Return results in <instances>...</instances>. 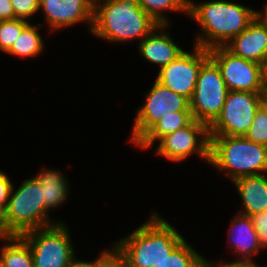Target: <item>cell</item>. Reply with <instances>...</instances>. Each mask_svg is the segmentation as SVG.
<instances>
[{"mask_svg":"<svg viewBox=\"0 0 267 267\" xmlns=\"http://www.w3.org/2000/svg\"><path fill=\"white\" fill-rule=\"evenodd\" d=\"M23 19L0 21V52L4 55L11 47L17 36L29 24Z\"/></svg>","mask_w":267,"mask_h":267,"instance_id":"cell-24","label":"cell"},{"mask_svg":"<svg viewBox=\"0 0 267 267\" xmlns=\"http://www.w3.org/2000/svg\"><path fill=\"white\" fill-rule=\"evenodd\" d=\"M17 185L14 183L4 211L6 237L66 222V219L51 217L53 212L45 206L43 187L33 175Z\"/></svg>","mask_w":267,"mask_h":267,"instance_id":"cell-5","label":"cell"},{"mask_svg":"<svg viewBox=\"0 0 267 267\" xmlns=\"http://www.w3.org/2000/svg\"><path fill=\"white\" fill-rule=\"evenodd\" d=\"M153 147L155 157L176 165L196 156L201 163L209 164V127L193 119L187 126L162 137Z\"/></svg>","mask_w":267,"mask_h":267,"instance_id":"cell-8","label":"cell"},{"mask_svg":"<svg viewBox=\"0 0 267 267\" xmlns=\"http://www.w3.org/2000/svg\"><path fill=\"white\" fill-rule=\"evenodd\" d=\"M209 166L229 182L267 173V146L245 136H209Z\"/></svg>","mask_w":267,"mask_h":267,"instance_id":"cell-4","label":"cell"},{"mask_svg":"<svg viewBox=\"0 0 267 267\" xmlns=\"http://www.w3.org/2000/svg\"><path fill=\"white\" fill-rule=\"evenodd\" d=\"M69 267H94V258L92 260L80 259L79 255L70 263Z\"/></svg>","mask_w":267,"mask_h":267,"instance_id":"cell-32","label":"cell"},{"mask_svg":"<svg viewBox=\"0 0 267 267\" xmlns=\"http://www.w3.org/2000/svg\"><path fill=\"white\" fill-rule=\"evenodd\" d=\"M175 60L162 67L155 79L173 92L191 99L202 64L209 58V51L191 43Z\"/></svg>","mask_w":267,"mask_h":267,"instance_id":"cell-13","label":"cell"},{"mask_svg":"<svg viewBox=\"0 0 267 267\" xmlns=\"http://www.w3.org/2000/svg\"><path fill=\"white\" fill-rule=\"evenodd\" d=\"M263 248L267 251V210L251 216Z\"/></svg>","mask_w":267,"mask_h":267,"instance_id":"cell-29","label":"cell"},{"mask_svg":"<svg viewBox=\"0 0 267 267\" xmlns=\"http://www.w3.org/2000/svg\"><path fill=\"white\" fill-rule=\"evenodd\" d=\"M186 18L198 26L193 32V44L209 50L225 46L245 30L256 18V9L237 0H193Z\"/></svg>","mask_w":267,"mask_h":267,"instance_id":"cell-1","label":"cell"},{"mask_svg":"<svg viewBox=\"0 0 267 267\" xmlns=\"http://www.w3.org/2000/svg\"><path fill=\"white\" fill-rule=\"evenodd\" d=\"M15 19V13L10 0H0V21Z\"/></svg>","mask_w":267,"mask_h":267,"instance_id":"cell-31","label":"cell"},{"mask_svg":"<svg viewBox=\"0 0 267 267\" xmlns=\"http://www.w3.org/2000/svg\"><path fill=\"white\" fill-rule=\"evenodd\" d=\"M70 230L67 222H60L21 235L30 246L33 266L69 267L78 255Z\"/></svg>","mask_w":267,"mask_h":267,"instance_id":"cell-6","label":"cell"},{"mask_svg":"<svg viewBox=\"0 0 267 267\" xmlns=\"http://www.w3.org/2000/svg\"><path fill=\"white\" fill-rule=\"evenodd\" d=\"M228 92L219 67L209 57L201 66L189 100L193 119L209 127L220 115Z\"/></svg>","mask_w":267,"mask_h":267,"instance_id":"cell-9","label":"cell"},{"mask_svg":"<svg viewBox=\"0 0 267 267\" xmlns=\"http://www.w3.org/2000/svg\"><path fill=\"white\" fill-rule=\"evenodd\" d=\"M256 18L267 27V0L263 2L261 9H256Z\"/></svg>","mask_w":267,"mask_h":267,"instance_id":"cell-33","label":"cell"},{"mask_svg":"<svg viewBox=\"0 0 267 267\" xmlns=\"http://www.w3.org/2000/svg\"><path fill=\"white\" fill-rule=\"evenodd\" d=\"M138 2L139 7L159 25L171 26L174 22L171 13L188 16V4L184 0H138Z\"/></svg>","mask_w":267,"mask_h":267,"instance_id":"cell-23","label":"cell"},{"mask_svg":"<svg viewBox=\"0 0 267 267\" xmlns=\"http://www.w3.org/2000/svg\"><path fill=\"white\" fill-rule=\"evenodd\" d=\"M10 2L15 13V19L33 22V17L39 18V0H10Z\"/></svg>","mask_w":267,"mask_h":267,"instance_id":"cell-27","label":"cell"},{"mask_svg":"<svg viewBox=\"0 0 267 267\" xmlns=\"http://www.w3.org/2000/svg\"><path fill=\"white\" fill-rule=\"evenodd\" d=\"M2 267H34L30 246L21 236L0 237Z\"/></svg>","mask_w":267,"mask_h":267,"instance_id":"cell-21","label":"cell"},{"mask_svg":"<svg viewBox=\"0 0 267 267\" xmlns=\"http://www.w3.org/2000/svg\"><path fill=\"white\" fill-rule=\"evenodd\" d=\"M42 14V15H41ZM40 24L46 34L51 36L60 31L79 27L88 29L89 35L93 26L94 0H39ZM84 24V25H83ZM59 31V32H58ZM50 32V33H49Z\"/></svg>","mask_w":267,"mask_h":267,"instance_id":"cell-11","label":"cell"},{"mask_svg":"<svg viewBox=\"0 0 267 267\" xmlns=\"http://www.w3.org/2000/svg\"><path fill=\"white\" fill-rule=\"evenodd\" d=\"M262 73H263V85H267V59L264 61L262 65Z\"/></svg>","mask_w":267,"mask_h":267,"instance_id":"cell-36","label":"cell"},{"mask_svg":"<svg viewBox=\"0 0 267 267\" xmlns=\"http://www.w3.org/2000/svg\"><path fill=\"white\" fill-rule=\"evenodd\" d=\"M106 248H100L94 257V267H127L124 257L111 244ZM102 249V250H101Z\"/></svg>","mask_w":267,"mask_h":267,"instance_id":"cell-26","label":"cell"},{"mask_svg":"<svg viewBox=\"0 0 267 267\" xmlns=\"http://www.w3.org/2000/svg\"><path fill=\"white\" fill-rule=\"evenodd\" d=\"M39 169L33 176L43 187L45 206L51 212L57 209L60 210L61 206H67L66 202L70 203L67 200L71 196V189L73 188H71L72 180H69L68 175L65 173L66 171L63 172L62 169L54 168L53 166L47 167L46 165L39 167Z\"/></svg>","mask_w":267,"mask_h":267,"instance_id":"cell-18","label":"cell"},{"mask_svg":"<svg viewBox=\"0 0 267 267\" xmlns=\"http://www.w3.org/2000/svg\"><path fill=\"white\" fill-rule=\"evenodd\" d=\"M0 237H6V222L4 211L0 208Z\"/></svg>","mask_w":267,"mask_h":267,"instance_id":"cell-35","label":"cell"},{"mask_svg":"<svg viewBox=\"0 0 267 267\" xmlns=\"http://www.w3.org/2000/svg\"><path fill=\"white\" fill-rule=\"evenodd\" d=\"M229 184L240 198L236 212L251 217L267 210V173L244 176Z\"/></svg>","mask_w":267,"mask_h":267,"instance_id":"cell-17","label":"cell"},{"mask_svg":"<svg viewBox=\"0 0 267 267\" xmlns=\"http://www.w3.org/2000/svg\"><path fill=\"white\" fill-rule=\"evenodd\" d=\"M194 243L184 238L163 260L154 267H208V258L195 249Z\"/></svg>","mask_w":267,"mask_h":267,"instance_id":"cell-22","label":"cell"},{"mask_svg":"<svg viewBox=\"0 0 267 267\" xmlns=\"http://www.w3.org/2000/svg\"><path fill=\"white\" fill-rule=\"evenodd\" d=\"M225 47L234 55L263 65L267 59V27L255 18Z\"/></svg>","mask_w":267,"mask_h":267,"instance_id":"cell-16","label":"cell"},{"mask_svg":"<svg viewBox=\"0 0 267 267\" xmlns=\"http://www.w3.org/2000/svg\"><path fill=\"white\" fill-rule=\"evenodd\" d=\"M188 5H189V3L191 2V1H193V0H184Z\"/></svg>","mask_w":267,"mask_h":267,"instance_id":"cell-37","label":"cell"},{"mask_svg":"<svg viewBox=\"0 0 267 267\" xmlns=\"http://www.w3.org/2000/svg\"><path fill=\"white\" fill-rule=\"evenodd\" d=\"M257 261L256 263L254 262H230L226 261L222 258L218 259L217 261H213L212 259L210 260L208 258V267H267V265L263 264Z\"/></svg>","mask_w":267,"mask_h":267,"instance_id":"cell-30","label":"cell"},{"mask_svg":"<svg viewBox=\"0 0 267 267\" xmlns=\"http://www.w3.org/2000/svg\"><path fill=\"white\" fill-rule=\"evenodd\" d=\"M245 137L257 144L267 146V114L260 107Z\"/></svg>","mask_w":267,"mask_h":267,"instance_id":"cell-25","label":"cell"},{"mask_svg":"<svg viewBox=\"0 0 267 267\" xmlns=\"http://www.w3.org/2000/svg\"><path fill=\"white\" fill-rule=\"evenodd\" d=\"M260 108L267 114V85H263L262 90L259 92Z\"/></svg>","mask_w":267,"mask_h":267,"instance_id":"cell-34","label":"cell"},{"mask_svg":"<svg viewBox=\"0 0 267 267\" xmlns=\"http://www.w3.org/2000/svg\"><path fill=\"white\" fill-rule=\"evenodd\" d=\"M150 88L144 92L143 103L135 109L128 144L134 145L162 116L174 112H191L190 101L183 95L159 83L155 78Z\"/></svg>","mask_w":267,"mask_h":267,"instance_id":"cell-7","label":"cell"},{"mask_svg":"<svg viewBox=\"0 0 267 267\" xmlns=\"http://www.w3.org/2000/svg\"><path fill=\"white\" fill-rule=\"evenodd\" d=\"M170 25H158L136 46L139 57L149 65H155L159 71L185 51L183 45L176 42ZM173 34V35H172Z\"/></svg>","mask_w":267,"mask_h":267,"instance_id":"cell-15","label":"cell"},{"mask_svg":"<svg viewBox=\"0 0 267 267\" xmlns=\"http://www.w3.org/2000/svg\"><path fill=\"white\" fill-rule=\"evenodd\" d=\"M14 182L7 172L0 169V208L5 211Z\"/></svg>","mask_w":267,"mask_h":267,"instance_id":"cell-28","label":"cell"},{"mask_svg":"<svg viewBox=\"0 0 267 267\" xmlns=\"http://www.w3.org/2000/svg\"><path fill=\"white\" fill-rule=\"evenodd\" d=\"M229 91L259 93L263 87L262 65L234 55L225 46L209 49Z\"/></svg>","mask_w":267,"mask_h":267,"instance_id":"cell-12","label":"cell"},{"mask_svg":"<svg viewBox=\"0 0 267 267\" xmlns=\"http://www.w3.org/2000/svg\"><path fill=\"white\" fill-rule=\"evenodd\" d=\"M158 25L139 7L138 0H94L90 36L110 45L126 46L137 42L136 46Z\"/></svg>","mask_w":267,"mask_h":267,"instance_id":"cell-3","label":"cell"},{"mask_svg":"<svg viewBox=\"0 0 267 267\" xmlns=\"http://www.w3.org/2000/svg\"><path fill=\"white\" fill-rule=\"evenodd\" d=\"M155 209L146 221L111 243L124 257L127 267H154L185 238L177 226Z\"/></svg>","mask_w":267,"mask_h":267,"instance_id":"cell-2","label":"cell"},{"mask_svg":"<svg viewBox=\"0 0 267 267\" xmlns=\"http://www.w3.org/2000/svg\"><path fill=\"white\" fill-rule=\"evenodd\" d=\"M35 22H30L17 36L16 41L13 42L12 47L4 54L10 57L27 60V59H37L42 57L48 49L47 43L41 28L44 27L40 24V21L34 20ZM43 35V36H42ZM46 43V44H45Z\"/></svg>","mask_w":267,"mask_h":267,"instance_id":"cell-19","label":"cell"},{"mask_svg":"<svg viewBox=\"0 0 267 267\" xmlns=\"http://www.w3.org/2000/svg\"><path fill=\"white\" fill-rule=\"evenodd\" d=\"M229 228H227V244L229 253L234 257L228 261L230 262H254L259 258L261 252L266 251L257 234L252 218L236 212L234 216L230 217ZM258 256V257H257ZM235 259V260H233Z\"/></svg>","mask_w":267,"mask_h":267,"instance_id":"cell-14","label":"cell"},{"mask_svg":"<svg viewBox=\"0 0 267 267\" xmlns=\"http://www.w3.org/2000/svg\"><path fill=\"white\" fill-rule=\"evenodd\" d=\"M259 107V93L229 91L220 115L209 126V136H245Z\"/></svg>","mask_w":267,"mask_h":267,"instance_id":"cell-10","label":"cell"},{"mask_svg":"<svg viewBox=\"0 0 267 267\" xmlns=\"http://www.w3.org/2000/svg\"><path fill=\"white\" fill-rule=\"evenodd\" d=\"M193 120L191 112H174L162 116L134 145L140 151L152 150L153 146L165 135L187 126Z\"/></svg>","mask_w":267,"mask_h":267,"instance_id":"cell-20","label":"cell"}]
</instances>
